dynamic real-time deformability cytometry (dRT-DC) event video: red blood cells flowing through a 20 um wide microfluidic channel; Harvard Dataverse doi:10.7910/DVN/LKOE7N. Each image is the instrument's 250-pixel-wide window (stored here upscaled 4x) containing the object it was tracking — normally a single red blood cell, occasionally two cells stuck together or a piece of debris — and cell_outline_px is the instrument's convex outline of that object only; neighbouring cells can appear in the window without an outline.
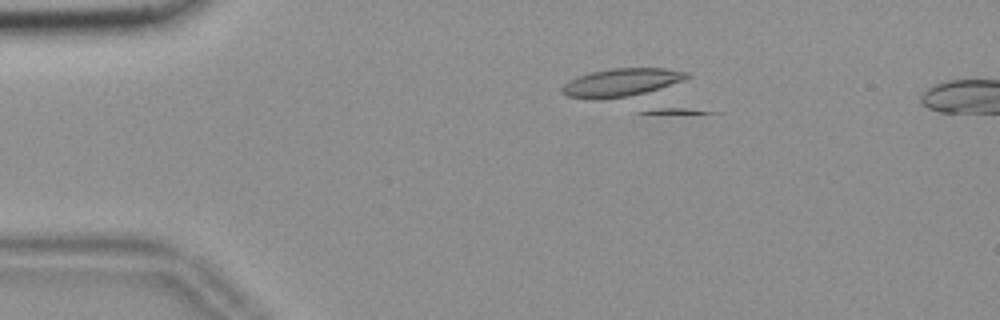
{"species": "common noctule bat (a hibernating species)", "species_latin": "Nyctalus noctula", "temperature_condition": "room temperature", "stored_images_in_passage": 45, "camera_frame_rate_fps": 3000, "um_per_image_px": 0.085, "animal": {"sex": "female", "body_mass_g": 18.4}, "frame": {"image": 1, "passage_image": 1, "time_ms": 0.0, "image_size_px": [1000, 320], "cell_outline_px": [[688, 76], [684, 80], [636, 96], [596, 100], [592, 100], [568, 96], [560, 92], [560, 88], [568, 80], [592, 72], [612, 68], [668, 68], [688, 72]], "centroid_in_image_um": [52.78, 7.03], "position_along_channel_um": 32.2, "area_um2": 20.63}}